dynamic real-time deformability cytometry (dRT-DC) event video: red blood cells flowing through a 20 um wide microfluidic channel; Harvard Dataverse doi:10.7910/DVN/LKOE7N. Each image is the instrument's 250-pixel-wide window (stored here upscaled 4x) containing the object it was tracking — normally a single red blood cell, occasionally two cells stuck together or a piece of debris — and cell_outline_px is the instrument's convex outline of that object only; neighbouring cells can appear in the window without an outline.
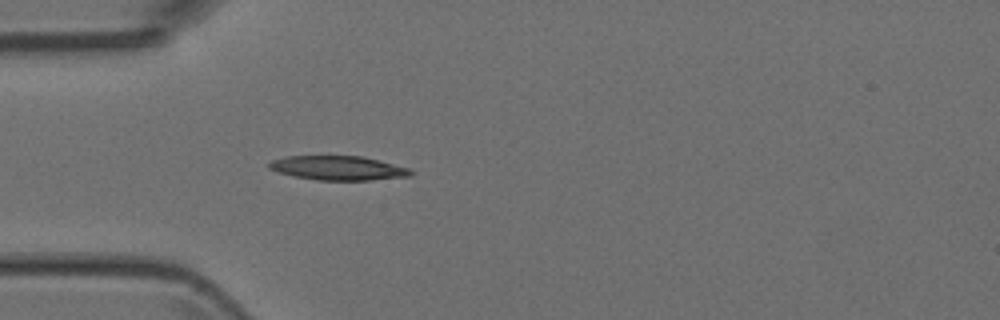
{"species": "Egyptian fruit bat (a non-hibernating species)", "species_latin": "Rousettus aegyptiacus", "temperature_condition": "room temperature", "stored_images_in_passage": 3, "camera_frame_rate_fps": 3000, "um_per_image_px": 0.085, "animal": {"sex": "female"}, "frame": {"image": 1, "passage_image": 3, "time_ms": 2.667, "image_size_px": [1000, 320], "cell_outline_px": [[416, 172], [412, 176], [372, 180], [316, 180], [292, 176], [276, 172], [268, 168], [268, 164], [272, 160], [284, 156], [364, 156], [412, 168]], "centroid_in_image_um": [28.79, 14.28], "position_along_channel_um": 56.2, "area_um2": 20.46}}